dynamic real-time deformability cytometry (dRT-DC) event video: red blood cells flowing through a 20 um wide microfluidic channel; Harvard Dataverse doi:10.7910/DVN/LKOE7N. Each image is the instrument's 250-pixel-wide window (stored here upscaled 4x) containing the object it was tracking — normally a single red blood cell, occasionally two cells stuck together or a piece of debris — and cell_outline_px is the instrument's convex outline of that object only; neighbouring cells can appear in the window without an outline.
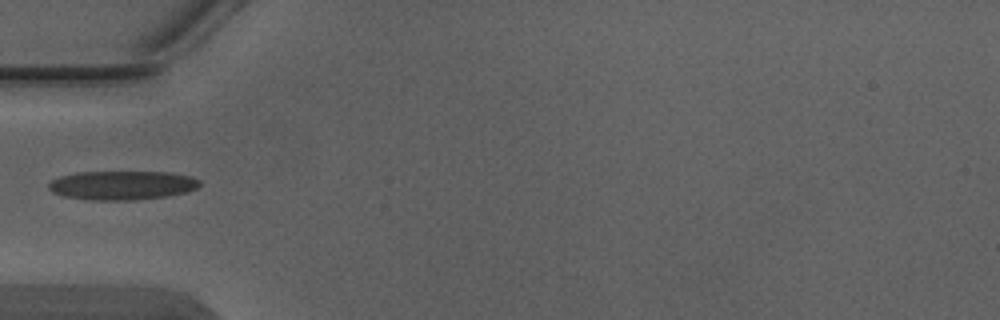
{"species": "Egyptian fruit bat (a non-hibernating species)", "species_latin": "Rousettus aegyptiacus", "temperature_condition": "warm", "stored_images_in_passage": 7, "camera_frame_rate_fps": 3000, "um_per_image_px": 0.085, "animal": {"sex": "male"}, "frame": {"image": 1, "passage_image": 6, "time_ms": 1.667, "image_size_px": [1000, 320], "cell_outline_px": [[200, 184], [196, 188], [188, 192], [164, 196], [136, 200], [92, 200], [64, 196], [52, 192], [48, 188], [48, 184], [52, 180], [60, 176], [76, 172], [168, 172], [192, 176], [200, 180]], "centroid_in_image_um": [10.38, 15.74], "position_along_channel_um": 74.6, "area_um2": 25.55}}
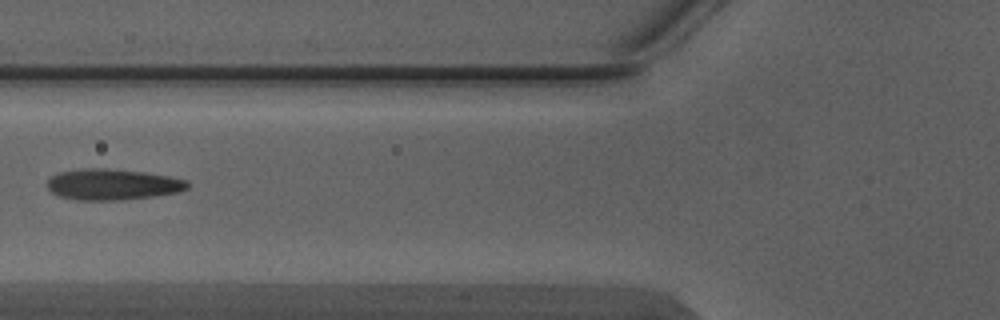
{"frame": {"image": 2, "passage_image": 7, "time_ms": 2.0, "image_size_px": [1000, 320], "cell_outline_px": [[188, 188], [180, 192], [156, 196], [120, 200], [80, 200], [60, 196], [52, 192], [48, 188], [48, 180], [52, 176], [60, 172], [80, 168], [104, 168], [144, 172], [168, 176], [188, 180]], "centroid_in_image_um": [9.6, 15.67], "position_along_channel_um": 116.2, "area_um2": 25.32}}